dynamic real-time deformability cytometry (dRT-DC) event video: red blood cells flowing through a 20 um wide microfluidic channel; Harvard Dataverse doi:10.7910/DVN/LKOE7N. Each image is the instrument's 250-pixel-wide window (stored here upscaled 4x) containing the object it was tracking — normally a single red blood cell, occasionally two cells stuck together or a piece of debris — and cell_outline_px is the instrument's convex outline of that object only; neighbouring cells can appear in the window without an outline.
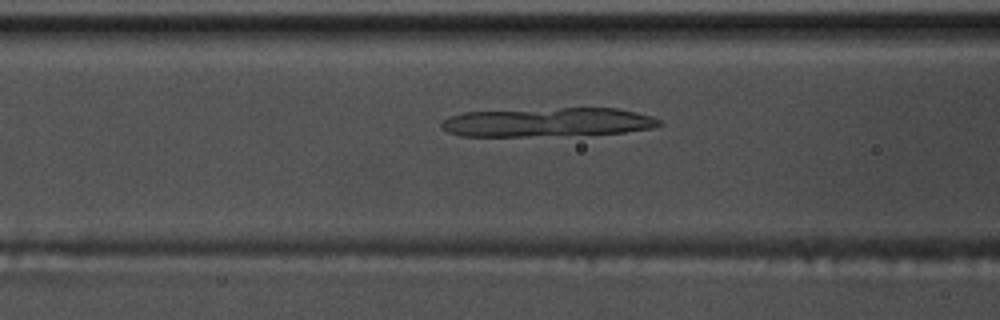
{"species": "common noctule bat (a hibernating species)", "species_latin": "Nyctalus noctula", "temperature_condition": "warm", "stored_images_in_passage": 36, "camera_frame_rate_fps": 3000, "um_per_image_px": 0.085, "animal": {"sex": "male", "body_mass_g": 17.5, "forearm_length_mm": 52.3}, "frame": {"image": 1, "passage_image": 10, "time_ms": 3.0, "image_size_px": [1000, 320], "cell_outline_px": [[664, 124], [652, 128], [624, 132], [524, 136], [460, 136], [448, 132], [440, 128], [440, 124], [448, 116], [464, 112], [560, 108], [616, 108], [636, 112], [652, 116], [660, 120]], "centroid_in_image_um": [46.52, 10.38], "position_along_channel_um": 120.1, "area_um2": 36.53}}